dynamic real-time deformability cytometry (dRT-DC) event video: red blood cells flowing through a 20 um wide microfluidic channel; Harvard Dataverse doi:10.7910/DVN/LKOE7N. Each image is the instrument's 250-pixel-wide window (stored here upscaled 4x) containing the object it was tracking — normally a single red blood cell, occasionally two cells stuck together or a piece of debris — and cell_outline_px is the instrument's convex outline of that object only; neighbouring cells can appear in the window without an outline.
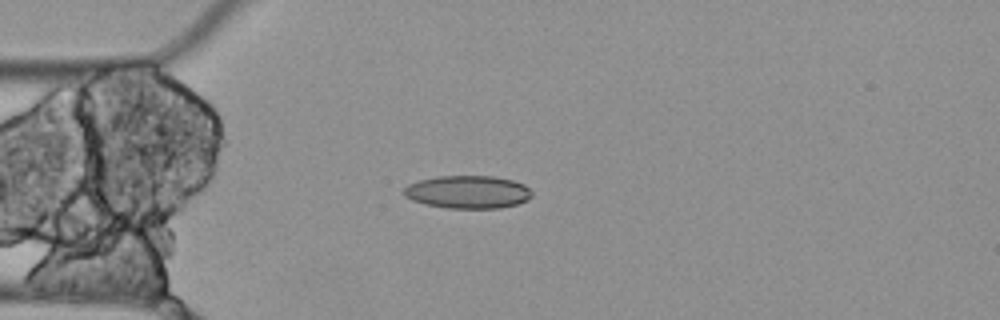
{"species": "Egyptian fruit bat (a non-hibernating species)", "species_latin": "Rousettus aegyptiacus", "temperature_condition": "cold", "stored_images_in_passage": 3, "camera_frame_rate_fps": 3000, "um_per_image_px": 0.085, "animal": {"sex": "female"}, "frame": {"image": 1, "passage_image": 3, "time_ms": 0.667, "image_size_px": [1000, 320], "cell_outline_px": [[532, 196], [528, 200], [516, 204], [500, 208], [448, 208], [428, 204], [412, 200], [404, 196], [404, 188], [408, 184], [420, 180], [436, 176], [492, 176], [512, 180], [524, 184], [532, 192]], "centroid_in_image_um": [39.78, 16.31], "position_along_channel_um": 45.2, "area_um2": 24.45}}